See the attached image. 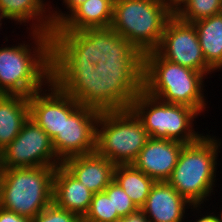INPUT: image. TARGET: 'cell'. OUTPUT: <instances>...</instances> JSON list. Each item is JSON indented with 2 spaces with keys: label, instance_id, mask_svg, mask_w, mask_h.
I'll return each instance as SVG.
<instances>
[{
  "label": "cell",
  "instance_id": "6da1fadb",
  "mask_svg": "<svg viewBox=\"0 0 222 222\" xmlns=\"http://www.w3.org/2000/svg\"><path fill=\"white\" fill-rule=\"evenodd\" d=\"M173 15L164 0H114L110 29L77 64L108 76L126 72L158 48Z\"/></svg>",
  "mask_w": 222,
  "mask_h": 222
},
{
  "label": "cell",
  "instance_id": "7a4b0ae2",
  "mask_svg": "<svg viewBox=\"0 0 222 222\" xmlns=\"http://www.w3.org/2000/svg\"><path fill=\"white\" fill-rule=\"evenodd\" d=\"M28 41L0 47V88L26 97L44 89L70 63L58 52L53 34L28 32ZM31 35V36H29ZM32 39V40H31ZM30 43V44H29Z\"/></svg>",
  "mask_w": 222,
  "mask_h": 222
},
{
  "label": "cell",
  "instance_id": "3957f363",
  "mask_svg": "<svg viewBox=\"0 0 222 222\" xmlns=\"http://www.w3.org/2000/svg\"><path fill=\"white\" fill-rule=\"evenodd\" d=\"M102 74L70 63L44 89L28 97L29 117L53 140L69 118L106 80Z\"/></svg>",
  "mask_w": 222,
  "mask_h": 222
},
{
  "label": "cell",
  "instance_id": "277c9868",
  "mask_svg": "<svg viewBox=\"0 0 222 222\" xmlns=\"http://www.w3.org/2000/svg\"><path fill=\"white\" fill-rule=\"evenodd\" d=\"M108 78L115 94L141 120L151 138L192 144L205 134L194 127L195 118L201 116L195 109L149 95L126 72L111 74Z\"/></svg>",
  "mask_w": 222,
  "mask_h": 222
},
{
  "label": "cell",
  "instance_id": "5b68a950",
  "mask_svg": "<svg viewBox=\"0 0 222 222\" xmlns=\"http://www.w3.org/2000/svg\"><path fill=\"white\" fill-rule=\"evenodd\" d=\"M126 73L145 92L161 101L189 106L200 115L210 108L204 96L208 76L166 60L156 51L145 53Z\"/></svg>",
  "mask_w": 222,
  "mask_h": 222
},
{
  "label": "cell",
  "instance_id": "8992f818",
  "mask_svg": "<svg viewBox=\"0 0 222 222\" xmlns=\"http://www.w3.org/2000/svg\"><path fill=\"white\" fill-rule=\"evenodd\" d=\"M149 138L141 120L116 94L104 105L96 127L98 155L115 165L132 164Z\"/></svg>",
  "mask_w": 222,
  "mask_h": 222
},
{
  "label": "cell",
  "instance_id": "52a82bcc",
  "mask_svg": "<svg viewBox=\"0 0 222 222\" xmlns=\"http://www.w3.org/2000/svg\"><path fill=\"white\" fill-rule=\"evenodd\" d=\"M211 135L207 131L197 142L182 148L178 162L167 180L192 205H203L209 202L212 194L215 196L214 188L219 179H216L217 159L221 153L222 140Z\"/></svg>",
  "mask_w": 222,
  "mask_h": 222
},
{
  "label": "cell",
  "instance_id": "ba28073f",
  "mask_svg": "<svg viewBox=\"0 0 222 222\" xmlns=\"http://www.w3.org/2000/svg\"><path fill=\"white\" fill-rule=\"evenodd\" d=\"M114 0H87L54 31V44L69 62L77 64L108 32Z\"/></svg>",
  "mask_w": 222,
  "mask_h": 222
},
{
  "label": "cell",
  "instance_id": "9c48e42d",
  "mask_svg": "<svg viewBox=\"0 0 222 222\" xmlns=\"http://www.w3.org/2000/svg\"><path fill=\"white\" fill-rule=\"evenodd\" d=\"M56 167L3 168L0 207L33 219L53 202Z\"/></svg>",
  "mask_w": 222,
  "mask_h": 222
},
{
  "label": "cell",
  "instance_id": "30bf717a",
  "mask_svg": "<svg viewBox=\"0 0 222 222\" xmlns=\"http://www.w3.org/2000/svg\"><path fill=\"white\" fill-rule=\"evenodd\" d=\"M115 95L108 78L69 118L52 140L56 156L65 159L95 152L96 127L104 105Z\"/></svg>",
  "mask_w": 222,
  "mask_h": 222
},
{
  "label": "cell",
  "instance_id": "8fae6325",
  "mask_svg": "<svg viewBox=\"0 0 222 222\" xmlns=\"http://www.w3.org/2000/svg\"><path fill=\"white\" fill-rule=\"evenodd\" d=\"M0 162L2 168L57 167L62 164L52 139L30 117L17 137L0 152Z\"/></svg>",
  "mask_w": 222,
  "mask_h": 222
},
{
  "label": "cell",
  "instance_id": "7c38bea8",
  "mask_svg": "<svg viewBox=\"0 0 222 222\" xmlns=\"http://www.w3.org/2000/svg\"><path fill=\"white\" fill-rule=\"evenodd\" d=\"M155 51L166 60L202 72L206 76L216 73L206 63L194 24L180 20L175 14L166 23Z\"/></svg>",
  "mask_w": 222,
  "mask_h": 222
},
{
  "label": "cell",
  "instance_id": "4fadbf2b",
  "mask_svg": "<svg viewBox=\"0 0 222 222\" xmlns=\"http://www.w3.org/2000/svg\"><path fill=\"white\" fill-rule=\"evenodd\" d=\"M185 145L176 140L150 137L132 164L155 182L167 181Z\"/></svg>",
  "mask_w": 222,
  "mask_h": 222
},
{
  "label": "cell",
  "instance_id": "5bb4252c",
  "mask_svg": "<svg viewBox=\"0 0 222 222\" xmlns=\"http://www.w3.org/2000/svg\"><path fill=\"white\" fill-rule=\"evenodd\" d=\"M191 206L167 181H159L152 185L141 210L150 222H183Z\"/></svg>",
  "mask_w": 222,
  "mask_h": 222
},
{
  "label": "cell",
  "instance_id": "9a60e30c",
  "mask_svg": "<svg viewBox=\"0 0 222 222\" xmlns=\"http://www.w3.org/2000/svg\"><path fill=\"white\" fill-rule=\"evenodd\" d=\"M50 3L48 0H0V17L13 20L15 25L24 24L27 32L32 30L53 34Z\"/></svg>",
  "mask_w": 222,
  "mask_h": 222
},
{
  "label": "cell",
  "instance_id": "2e32d148",
  "mask_svg": "<svg viewBox=\"0 0 222 222\" xmlns=\"http://www.w3.org/2000/svg\"><path fill=\"white\" fill-rule=\"evenodd\" d=\"M62 165L93 193L103 192L114 180L116 165L96 152L67 158Z\"/></svg>",
  "mask_w": 222,
  "mask_h": 222
},
{
  "label": "cell",
  "instance_id": "e0dca14e",
  "mask_svg": "<svg viewBox=\"0 0 222 222\" xmlns=\"http://www.w3.org/2000/svg\"><path fill=\"white\" fill-rule=\"evenodd\" d=\"M93 192L75 178L62 164L56 167L53 176V202L60 208L78 215L87 214Z\"/></svg>",
  "mask_w": 222,
  "mask_h": 222
},
{
  "label": "cell",
  "instance_id": "ac0fdd59",
  "mask_svg": "<svg viewBox=\"0 0 222 222\" xmlns=\"http://www.w3.org/2000/svg\"><path fill=\"white\" fill-rule=\"evenodd\" d=\"M28 118V97L5 94L0 99V152L17 137Z\"/></svg>",
  "mask_w": 222,
  "mask_h": 222
},
{
  "label": "cell",
  "instance_id": "d6986e66",
  "mask_svg": "<svg viewBox=\"0 0 222 222\" xmlns=\"http://www.w3.org/2000/svg\"><path fill=\"white\" fill-rule=\"evenodd\" d=\"M206 63L222 72V13L193 23Z\"/></svg>",
  "mask_w": 222,
  "mask_h": 222
},
{
  "label": "cell",
  "instance_id": "ffe728a7",
  "mask_svg": "<svg viewBox=\"0 0 222 222\" xmlns=\"http://www.w3.org/2000/svg\"><path fill=\"white\" fill-rule=\"evenodd\" d=\"M114 181L120 185L138 209H141L155 181L133 164H119L114 169Z\"/></svg>",
  "mask_w": 222,
  "mask_h": 222
},
{
  "label": "cell",
  "instance_id": "44dd1931",
  "mask_svg": "<svg viewBox=\"0 0 222 222\" xmlns=\"http://www.w3.org/2000/svg\"><path fill=\"white\" fill-rule=\"evenodd\" d=\"M121 217L113 213L112 182L103 192L93 193L90 208L83 220L85 222H117Z\"/></svg>",
  "mask_w": 222,
  "mask_h": 222
},
{
  "label": "cell",
  "instance_id": "7402d4cb",
  "mask_svg": "<svg viewBox=\"0 0 222 222\" xmlns=\"http://www.w3.org/2000/svg\"><path fill=\"white\" fill-rule=\"evenodd\" d=\"M222 13V0H188L175 15L182 21L194 23Z\"/></svg>",
  "mask_w": 222,
  "mask_h": 222
},
{
  "label": "cell",
  "instance_id": "603a6c76",
  "mask_svg": "<svg viewBox=\"0 0 222 222\" xmlns=\"http://www.w3.org/2000/svg\"><path fill=\"white\" fill-rule=\"evenodd\" d=\"M81 218L66 209L58 207L54 202L37 214L31 222H79Z\"/></svg>",
  "mask_w": 222,
  "mask_h": 222
},
{
  "label": "cell",
  "instance_id": "cb8c5ba5",
  "mask_svg": "<svg viewBox=\"0 0 222 222\" xmlns=\"http://www.w3.org/2000/svg\"><path fill=\"white\" fill-rule=\"evenodd\" d=\"M112 204L113 213H117L120 217L127 216L138 210L130 197L114 180L112 181Z\"/></svg>",
  "mask_w": 222,
  "mask_h": 222
},
{
  "label": "cell",
  "instance_id": "d4e9b609",
  "mask_svg": "<svg viewBox=\"0 0 222 222\" xmlns=\"http://www.w3.org/2000/svg\"><path fill=\"white\" fill-rule=\"evenodd\" d=\"M87 0H62V5H64V10L61 11L59 7H51V16H52V25H53V34L55 29L82 3ZM55 9V10H54ZM69 10V11H68Z\"/></svg>",
  "mask_w": 222,
  "mask_h": 222
},
{
  "label": "cell",
  "instance_id": "484cf974",
  "mask_svg": "<svg viewBox=\"0 0 222 222\" xmlns=\"http://www.w3.org/2000/svg\"><path fill=\"white\" fill-rule=\"evenodd\" d=\"M204 205H192L191 207H190V212H193L194 214L196 213V214H198V216L195 214H192V216H195L193 219L195 220H189V222H219V219H218V216H217V213L214 211V212H212L211 210H210V212H207V210H206V213H204L203 212V214H202V211H203V209H204V207H203ZM192 209V210H191ZM201 209H202V211H201ZM199 214H201V215H199ZM200 216V217H199ZM195 218H197V219H195ZM187 222V221H186Z\"/></svg>",
  "mask_w": 222,
  "mask_h": 222
},
{
  "label": "cell",
  "instance_id": "4316f807",
  "mask_svg": "<svg viewBox=\"0 0 222 222\" xmlns=\"http://www.w3.org/2000/svg\"><path fill=\"white\" fill-rule=\"evenodd\" d=\"M0 222H31V219L0 207Z\"/></svg>",
  "mask_w": 222,
  "mask_h": 222
},
{
  "label": "cell",
  "instance_id": "83f0119b",
  "mask_svg": "<svg viewBox=\"0 0 222 222\" xmlns=\"http://www.w3.org/2000/svg\"><path fill=\"white\" fill-rule=\"evenodd\" d=\"M117 222H150L141 209L127 216L121 217Z\"/></svg>",
  "mask_w": 222,
  "mask_h": 222
},
{
  "label": "cell",
  "instance_id": "f1b7e54d",
  "mask_svg": "<svg viewBox=\"0 0 222 222\" xmlns=\"http://www.w3.org/2000/svg\"><path fill=\"white\" fill-rule=\"evenodd\" d=\"M170 11L175 14L188 0H164Z\"/></svg>",
  "mask_w": 222,
  "mask_h": 222
},
{
  "label": "cell",
  "instance_id": "f546056e",
  "mask_svg": "<svg viewBox=\"0 0 222 222\" xmlns=\"http://www.w3.org/2000/svg\"><path fill=\"white\" fill-rule=\"evenodd\" d=\"M217 213H220V214H217V216H218L219 222H222V209L220 210V212H217Z\"/></svg>",
  "mask_w": 222,
  "mask_h": 222
},
{
  "label": "cell",
  "instance_id": "4dcf8cb0",
  "mask_svg": "<svg viewBox=\"0 0 222 222\" xmlns=\"http://www.w3.org/2000/svg\"><path fill=\"white\" fill-rule=\"evenodd\" d=\"M5 95V92L0 88V99Z\"/></svg>",
  "mask_w": 222,
  "mask_h": 222
},
{
  "label": "cell",
  "instance_id": "1f68e13d",
  "mask_svg": "<svg viewBox=\"0 0 222 222\" xmlns=\"http://www.w3.org/2000/svg\"><path fill=\"white\" fill-rule=\"evenodd\" d=\"M2 171H3V168H2V166H1V162H0V183H1Z\"/></svg>",
  "mask_w": 222,
  "mask_h": 222
},
{
  "label": "cell",
  "instance_id": "d6a6232c",
  "mask_svg": "<svg viewBox=\"0 0 222 222\" xmlns=\"http://www.w3.org/2000/svg\"><path fill=\"white\" fill-rule=\"evenodd\" d=\"M2 21H4L1 17H0V29L2 28Z\"/></svg>",
  "mask_w": 222,
  "mask_h": 222
}]
</instances>
